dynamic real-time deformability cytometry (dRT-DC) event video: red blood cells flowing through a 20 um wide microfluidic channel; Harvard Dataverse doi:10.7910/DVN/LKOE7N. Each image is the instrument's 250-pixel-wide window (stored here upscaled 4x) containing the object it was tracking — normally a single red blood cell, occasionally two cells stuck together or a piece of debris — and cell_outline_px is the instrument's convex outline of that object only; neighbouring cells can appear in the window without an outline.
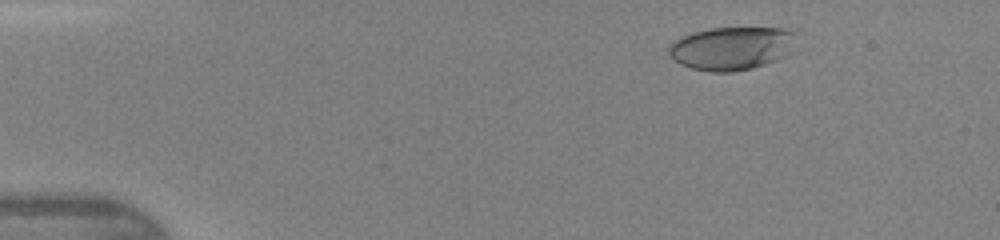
{"species": "human", "species_latin": "Homo sapiens", "temperature_condition": "warm", "stored_images_in_passage": 47, "camera_frame_rate_fps": 3000, "um_per_image_px": 0.085, "donor": {"sex": "female"}, "frame": {"image": 1, "passage_image": 7, "time_ms": 2.0, "image_size_px": [1000, 240], "cell_outline_px": [[800, 32], [792, 52], [788, 56], [752, 68], [732, 72], [712, 72], [692, 68], [680, 64], [672, 60], [668, 56], [668, 44], [692, 32], [708, 28], [788, 28]], "centroid_in_image_um": [62.25, 4.09], "position_along_channel_um": 22.7, "area_um2": 32.89}}
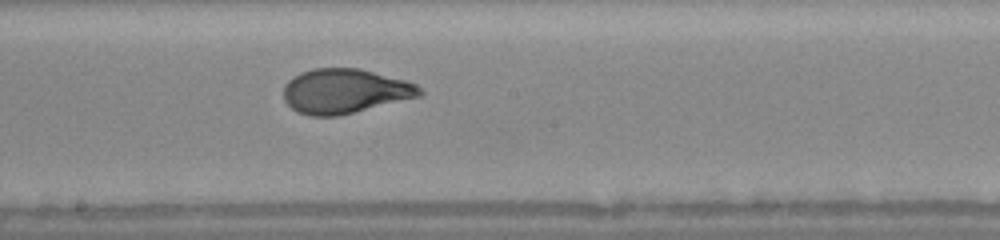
{"frame": {"image": 2, "passage_image": 27, "time_ms": 8.667, "image_size_px": [1000, 240], "cell_outline_px": [[424, 92], [420, 96], [336, 116], [308, 116], [296, 112], [284, 100], [284, 84], [292, 76], [300, 72], [312, 68], [360, 68], [408, 80], [416, 84]], "centroid_in_image_um": [29.29, 7.73], "position_along_channel_um": 218.9, "area_um2": 35.55}}
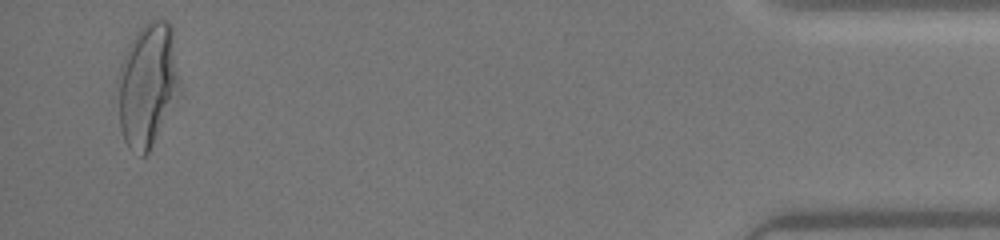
{"frame": {"image": 3, "passage_image": 46, "time_ms": 15.0, "image_size_px": [1000, 240], "cell_outline_px": [[180, 96], [148, 152], [144, 156], [140, 156], [128, 148], [124, 140], [120, 128], [120, 64], [136, 32], [148, 20], [168, 20], [172, 24], [180, 84]], "centroid_in_image_um": [12.6, 7.21], "position_along_channel_um": 422.6, "area_um2": 44.39}, "authors_computed_cell_mechanics": {"area_um2": 34.7378, "velocity_mm_per_s": 4.331, "shape_relaxation_time_tau1_ms": 4.7482, "shape_relaxation_time_tau2_ms": null, "deformation_change_tau1": 0.2217, "deformation_change_tau2": null}}